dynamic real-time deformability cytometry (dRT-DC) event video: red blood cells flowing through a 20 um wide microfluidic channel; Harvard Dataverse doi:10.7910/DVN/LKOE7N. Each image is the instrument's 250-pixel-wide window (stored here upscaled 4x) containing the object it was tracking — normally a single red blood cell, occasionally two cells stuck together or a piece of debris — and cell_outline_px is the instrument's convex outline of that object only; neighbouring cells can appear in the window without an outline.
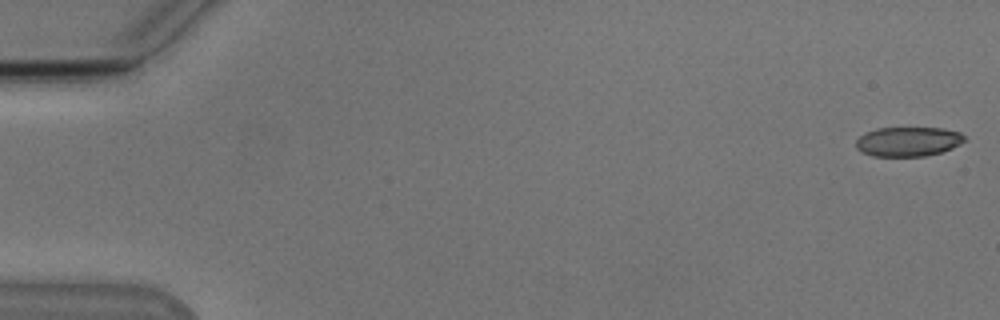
{"species": "Egyptian fruit bat (a non-hibernating species)", "species_latin": "Rousettus aegyptiacus", "temperature_condition": "cold", "stored_images_in_passage": 55, "segment_of_instrument_passage": [1, 2], "camera_frame_rate_fps": 3000, "um_per_image_px": 0.085, "animal": {"sex": "male"}, "frame": {"image": 1, "passage_image": 1, "time_ms": 0.0, "image_size_px": [1000, 320], "cell_outline_px": [[964, 140], [960, 144], [952, 148], [940, 152], [924, 156], [872, 156], [860, 152], [856, 148], [856, 140], [860, 136], [876, 128], [944, 128], [960, 132], [964, 136]], "centroid_in_image_um": [77.17, 12.03], "position_along_channel_um": 7.8, "area_um2": 18.61}}
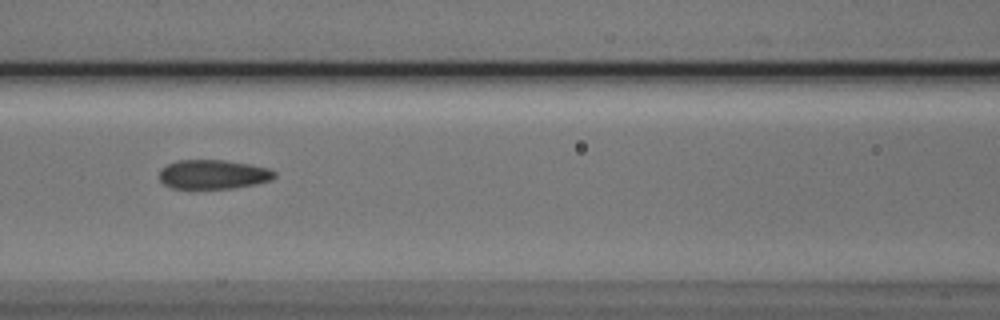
{"frame": {"image": 2, "passage_image": 24, "time_ms": 7.667, "image_size_px": [1000, 320], "cell_outline_px": [[276, 176], [272, 180], [256, 184], [232, 188], [172, 188], [164, 184], [160, 180], [160, 168], [176, 160], [224, 160], [248, 164], [268, 168], [276, 172]], "centroid_in_image_um": [18.12, 14.82], "position_along_channel_um": 148.5, "area_um2": 19.59}}
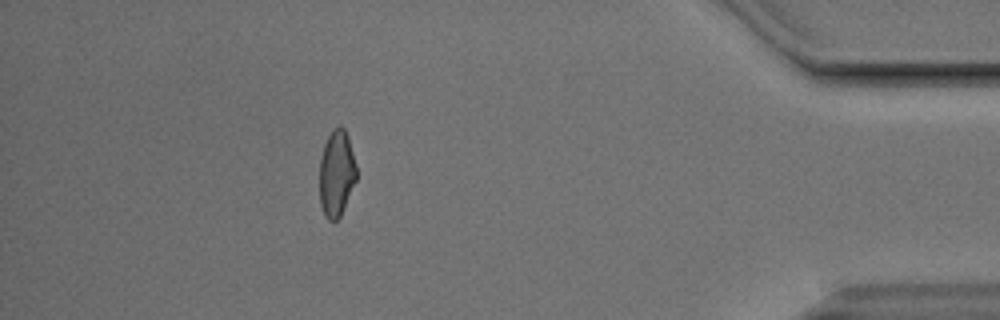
{"frame": {"image": 3, "passage_image": 48, "time_ms": 15.667, "image_size_px": [1000, 320], "cell_outline_px": [[356, 180], [340, 216], [336, 220], [328, 220], [324, 216], [320, 204], [320, 160], [324, 144], [332, 128], [340, 124], [344, 128], [348, 136], [356, 164]], "centroid_in_image_um": [28.6, 14.71], "position_along_channel_um": 406.6, "area_um2": 18.61}}